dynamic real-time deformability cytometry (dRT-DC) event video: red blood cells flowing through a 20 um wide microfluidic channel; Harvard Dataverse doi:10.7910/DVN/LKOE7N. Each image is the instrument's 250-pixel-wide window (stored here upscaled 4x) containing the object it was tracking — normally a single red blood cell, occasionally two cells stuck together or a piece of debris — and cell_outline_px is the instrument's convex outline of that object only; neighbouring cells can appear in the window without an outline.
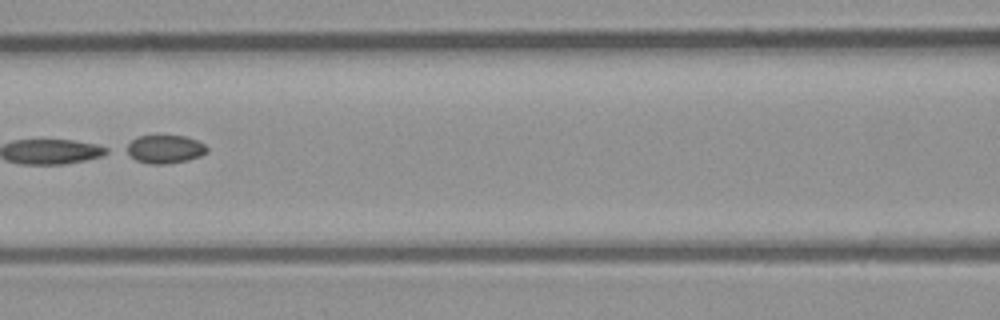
{"species": "common noctule bat (a hibernating species)", "species_latin": "Nyctalus noctula", "temperature_condition": "room temperature", "stored_images_in_passage": 3, "camera_frame_rate_fps": 3000, "um_per_image_px": 0.085, "animal": {"sex": "male", "body_mass_g": 23.1, "forearm_length_mm": 52.7}, "frame": {"image": 1, "passage_image": 3, "time_ms": 0.667, "image_size_px": [1000, 320], "cell_outline_px": [[208, 152], [200, 156], [188, 160], [164, 164], [148, 164], [136, 160], [124, 152], [120, 148], [132, 140], [140, 136], [184, 136], [196, 140], [204, 144], [208, 148]], "centroid_in_image_um": [13.95, 12.69], "position_along_channel_um": 152.7, "area_um2": 13.47}}